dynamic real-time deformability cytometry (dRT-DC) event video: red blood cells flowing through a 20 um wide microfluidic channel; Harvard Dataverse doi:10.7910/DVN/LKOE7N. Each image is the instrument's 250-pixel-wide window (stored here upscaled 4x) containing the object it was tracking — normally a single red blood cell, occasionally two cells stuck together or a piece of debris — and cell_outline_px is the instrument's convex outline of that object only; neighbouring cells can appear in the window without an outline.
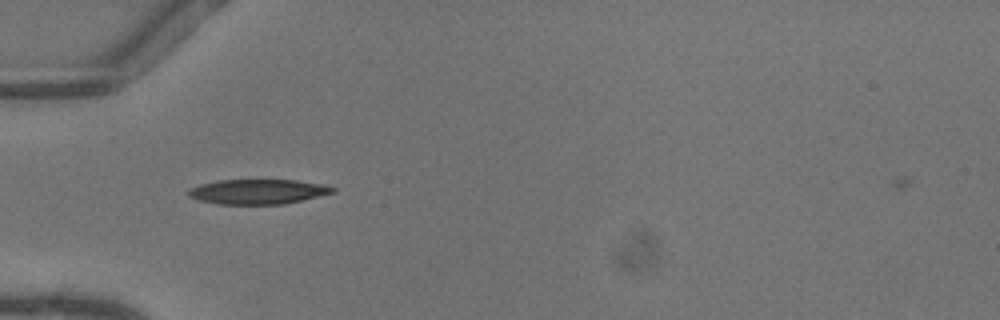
{"species": "common noctule bat (a hibernating species)", "species_latin": "Nyctalus noctula", "temperature_condition": "warm", "stored_images_in_passage": 36, "camera_frame_rate_fps": 3000, "um_per_image_px": 0.085, "animal": {"sex": "female"}, "frame": {"image": 1, "passage_image": 4, "time_ms": 1.0, "image_size_px": [1000, 320], "cell_outline_px": [[336, 192], [320, 196], [284, 204], [220, 204], [200, 200], [188, 196], [188, 192], [192, 188], [200, 184], [216, 180], [296, 180], [324, 184], [336, 188]], "centroid_in_image_um": [21.97, 16.28], "position_along_channel_um": 63.0, "area_um2": 20.87}}
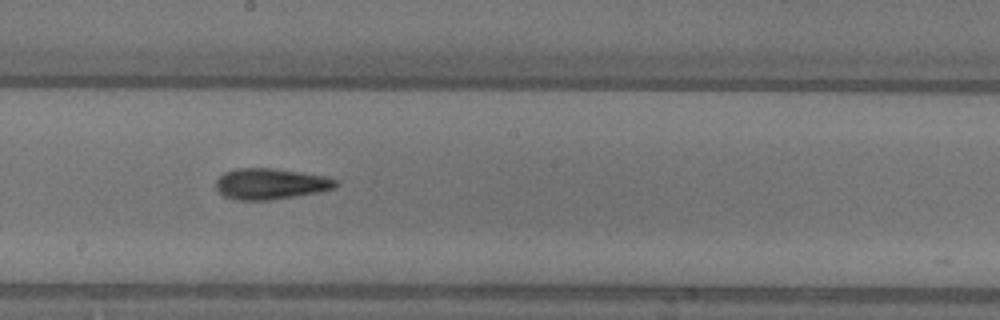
{"frame": {"image": 2, "passage_image": 16, "time_ms": 5.0, "image_size_px": [1000, 320], "cell_outline_px": [[340, 184], [336, 188], [316, 192], [268, 200], [236, 200], [224, 196], [216, 188], [216, 180], [224, 172], [236, 168], [272, 168], [300, 172], [324, 176], [336, 180]], "centroid_in_image_um": [22.98, 15.62], "position_along_channel_um": 225.2, "area_um2": 21.44}}
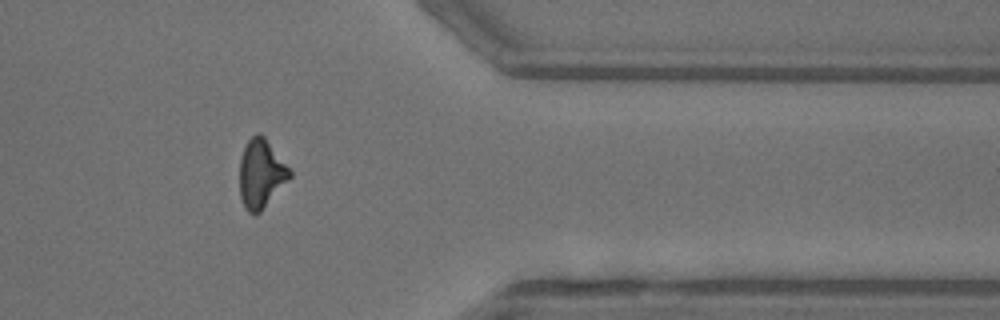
{"frame": {"image": 3, "passage_image": 29, "time_ms": 9.333, "image_size_px": [1000, 320], "cell_outline_px": [[292, 176], [260, 212], [248, 212], [244, 208], [240, 196], [240, 160], [244, 148], [248, 140], [256, 132], [260, 132], [264, 136], [292, 168]], "centroid_in_image_um": [22.22, 14.72], "position_along_channel_um": 389.2, "area_um2": 20.23}, "authors_computed_cell_mechanics": {"area_um2": 20.4323, "velocity_mm_per_s": 4.1232, "shape_relaxation_time_tau1_ms": 6.9088, "shape_relaxation_time_tau2_ms": 3.3164, "deformation_change_tau1": 0.2189, "deformation_change_tau2": 0.1253}}